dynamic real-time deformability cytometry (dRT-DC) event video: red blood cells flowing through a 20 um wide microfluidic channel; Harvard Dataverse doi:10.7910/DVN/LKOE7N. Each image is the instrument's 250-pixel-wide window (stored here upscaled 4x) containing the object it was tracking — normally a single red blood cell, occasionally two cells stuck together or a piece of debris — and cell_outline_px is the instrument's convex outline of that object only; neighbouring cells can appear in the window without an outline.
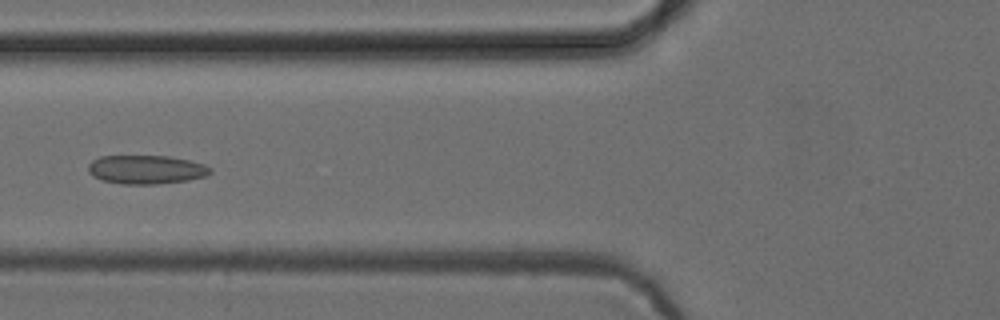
{"species": "common noctule bat (a hibernating species)", "species_latin": "Nyctalus noctula", "temperature_condition": "cold", "stored_images_in_passage": 53, "camera_frame_rate_fps": 3000, "um_per_image_px": 0.085, "animal": {"sex": "female", "body_mass_g": 24.6, "forearm_length_mm": 56.2}, "frame": {"image": 1, "passage_image": 21, "time_ms": 6.667, "image_size_px": [1000, 320], "cell_outline_px": [[212, 172], [204, 176], [188, 180], [156, 184], [120, 184], [104, 180], [92, 176], [88, 172], [88, 164], [92, 160], [100, 156], [168, 156], [188, 160], [204, 164], [212, 168]], "centroid_in_image_um": [12.4, 14.41], "position_along_channel_um": 113.4, "area_um2": 20.46}}
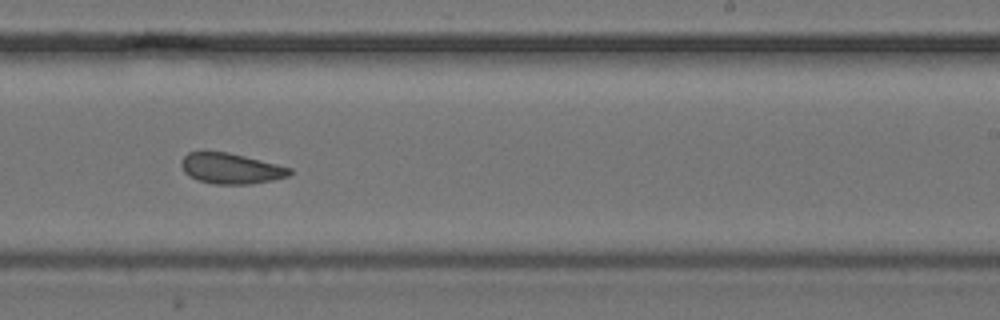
{"frame": {"image": 2, "passage_image": 33, "time_ms": 10.667, "image_size_px": [1000, 320], "cell_outline_px": [[292, 172], [288, 176], [272, 180], [252, 184], [212, 184], [196, 180], [188, 176], [184, 172], [180, 164], [180, 160], [188, 152], [204, 148], [228, 152], [292, 168]], "centroid_in_image_um": [19.53, 14.29], "position_along_channel_um": 269.5, "area_um2": 19.94}}
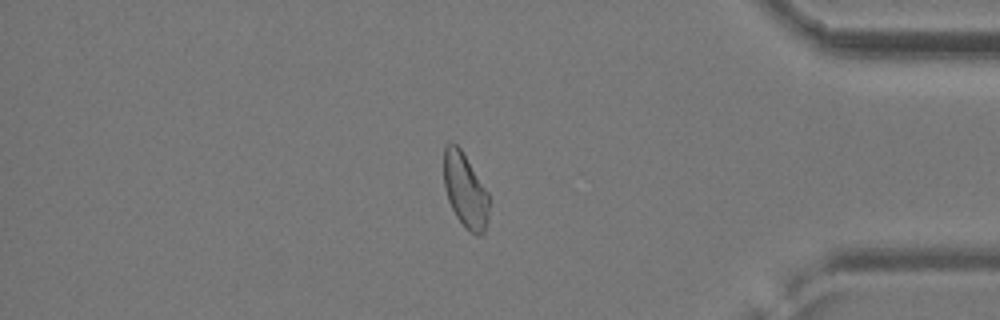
{"frame": {"image": 3, "passage_image": 45, "time_ms": 14.667, "image_size_px": [1000, 320], "cell_outline_px": [[488, 216], [484, 232], [480, 236], [476, 236], [468, 232], [456, 216], [448, 200], [444, 188], [444, 148], [448, 144], [456, 144], [460, 148], [488, 192]], "centroid_in_image_um": [39.54, 16.23], "position_along_channel_um": 395.7, "area_um2": 19.48}, "authors_computed_cell_mechanics": {"area_um2": 20.6346, "velocity_mm_per_s": 3.8929, "shape_relaxation_time_tau1_ms": 6.3153, "shape_relaxation_time_tau2_ms": 1.824, "deformation_change_tau1": 0.1154, "deformation_change_tau2": 0.0688}}